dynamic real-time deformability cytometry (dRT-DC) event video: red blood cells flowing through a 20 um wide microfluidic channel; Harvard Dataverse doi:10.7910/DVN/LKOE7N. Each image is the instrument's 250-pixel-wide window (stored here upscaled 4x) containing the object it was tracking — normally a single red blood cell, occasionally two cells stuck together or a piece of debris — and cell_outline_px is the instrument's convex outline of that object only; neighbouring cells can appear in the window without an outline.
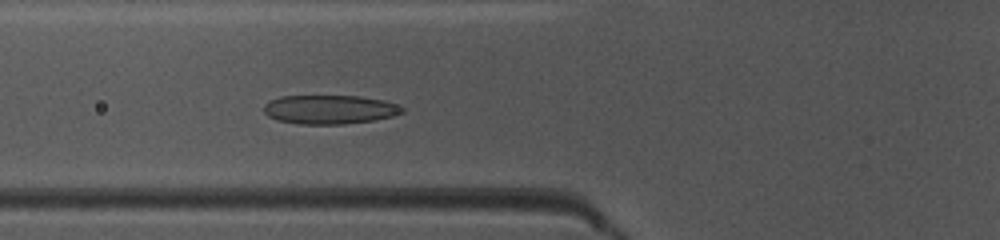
{"species": "common noctule bat (a hibernating species)", "species_latin": "Nyctalus noctula", "temperature_condition": "warm", "stored_images_in_passage": 38, "camera_frame_rate_fps": 3000, "um_per_image_px": 0.085, "animal": {"sex": "female", "body_mass_g": 10.0, "forearm_length_mm": 53.1}, "frame": {"image": 1, "passage_image": 7, "time_ms": 2.0, "image_size_px": [1000, 240], "cell_outline_px": [[404, 112], [392, 116], [372, 120], [344, 124], [300, 124], [276, 120], [268, 116], [264, 112], [264, 104], [268, 100], [280, 96], [360, 96], [384, 100], [396, 104], [404, 108]], "centroid_in_image_um": [27.99, 9.3], "position_along_channel_um": 97.8, "area_um2": 23.41}}
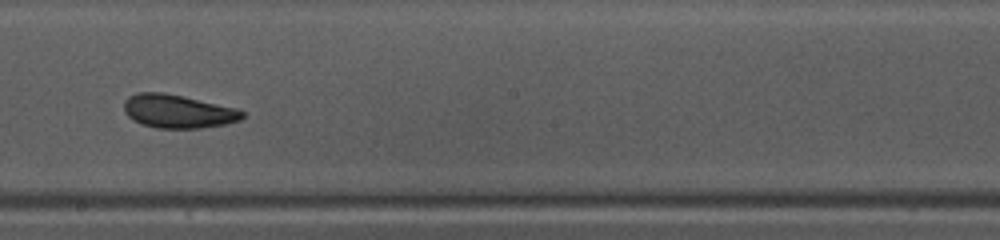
{"frame": {"image": 2, "passage_image": 17, "time_ms": 5.333, "image_size_px": [1000, 240], "cell_outline_px": [[244, 116], [240, 120], [224, 124], [200, 128], [156, 128], [140, 124], [132, 120], [124, 112], [124, 100], [128, 96], [136, 92], [164, 92], [184, 96], [240, 108], [244, 112]], "centroid_in_image_um": [15.12, 9.45], "position_along_channel_um": 233.1, "area_um2": 23.47}}
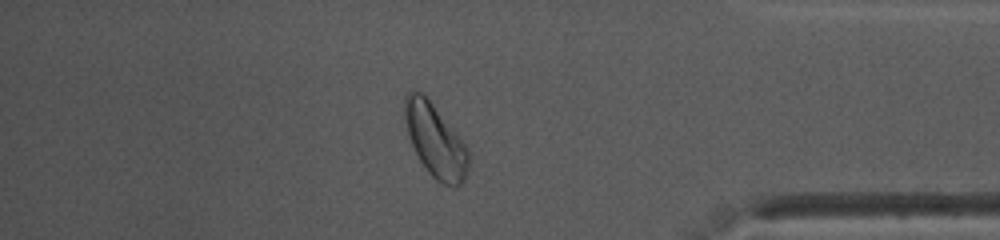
{"frame": {"image": 3, "passage_image": 31, "time_ms": 10.0, "image_size_px": [1000, 240], "cell_outline_px": [[472, 152], [468, 168], [464, 180], [456, 188], [444, 184], [436, 180], [428, 172], [420, 160], [408, 136], [404, 120], [404, 96], [412, 88], [416, 88], [432, 104]], "centroid_in_image_um": [37.01, 11.96], "position_along_channel_um": 398.2, "area_um2": 27.28}, "authors_computed_cell_mechanics": {"area_um2": 23.5246, "velocity_mm_per_s": 4.0489, "shape_relaxation_time_tau1_ms": 3.2336, "shape_relaxation_time_tau2_ms": 2.0727, "deformation_change_tau1": 0.107, "deformation_change_tau2": 0.0764}}